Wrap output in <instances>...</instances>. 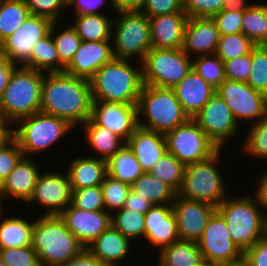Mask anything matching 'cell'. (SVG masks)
<instances>
[{
  "instance_id": "1",
  "label": "cell",
  "mask_w": 267,
  "mask_h": 266,
  "mask_svg": "<svg viewBox=\"0 0 267 266\" xmlns=\"http://www.w3.org/2000/svg\"><path fill=\"white\" fill-rule=\"evenodd\" d=\"M92 107L89 80L65 72L44 74L40 112L64 119L77 128L91 118Z\"/></svg>"
},
{
  "instance_id": "2",
  "label": "cell",
  "mask_w": 267,
  "mask_h": 266,
  "mask_svg": "<svg viewBox=\"0 0 267 266\" xmlns=\"http://www.w3.org/2000/svg\"><path fill=\"white\" fill-rule=\"evenodd\" d=\"M137 63L113 58L104 64L89 80L93 101L137 104L143 87L142 63Z\"/></svg>"
},
{
  "instance_id": "3",
  "label": "cell",
  "mask_w": 267,
  "mask_h": 266,
  "mask_svg": "<svg viewBox=\"0 0 267 266\" xmlns=\"http://www.w3.org/2000/svg\"><path fill=\"white\" fill-rule=\"evenodd\" d=\"M31 245L41 266H62L85 248L59 215L44 213L34 221Z\"/></svg>"
},
{
  "instance_id": "4",
  "label": "cell",
  "mask_w": 267,
  "mask_h": 266,
  "mask_svg": "<svg viewBox=\"0 0 267 266\" xmlns=\"http://www.w3.org/2000/svg\"><path fill=\"white\" fill-rule=\"evenodd\" d=\"M246 194L237 198L229 195L217 207L232 241L243 252L266 235V213L253 194Z\"/></svg>"
},
{
  "instance_id": "5",
  "label": "cell",
  "mask_w": 267,
  "mask_h": 266,
  "mask_svg": "<svg viewBox=\"0 0 267 266\" xmlns=\"http://www.w3.org/2000/svg\"><path fill=\"white\" fill-rule=\"evenodd\" d=\"M44 72L18 65L0 97V110L13 126L22 118L40 112Z\"/></svg>"
},
{
  "instance_id": "6",
  "label": "cell",
  "mask_w": 267,
  "mask_h": 266,
  "mask_svg": "<svg viewBox=\"0 0 267 266\" xmlns=\"http://www.w3.org/2000/svg\"><path fill=\"white\" fill-rule=\"evenodd\" d=\"M137 115L138 126L162 134L174 130L189 119L173 88L146 84H143L140 92Z\"/></svg>"
},
{
  "instance_id": "7",
  "label": "cell",
  "mask_w": 267,
  "mask_h": 266,
  "mask_svg": "<svg viewBox=\"0 0 267 266\" xmlns=\"http://www.w3.org/2000/svg\"><path fill=\"white\" fill-rule=\"evenodd\" d=\"M14 126L11 136L18 142L24 157L29 158L31 154L35 157L38 152L50 149L74 128L64 119L42 112L22 118Z\"/></svg>"
},
{
  "instance_id": "8",
  "label": "cell",
  "mask_w": 267,
  "mask_h": 266,
  "mask_svg": "<svg viewBox=\"0 0 267 266\" xmlns=\"http://www.w3.org/2000/svg\"><path fill=\"white\" fill-rule=\"evenodd\" d=\"M219 149L209 159L187 165L183 184L177 193L182 198L206 202L218 207L230 193L219 168Z\"/></svg>"
},
{
  "instance_id": "9",
  "label": "cell",
  "mask_w": 267,
  "mask_h": 266,
  "mask_svg": "<svg viewBox=\"0 0 267 266\" xmlns=\"http://www.w3.org/2000/svg\"><path fill=\"white\" fill-rule=\"evenodd\" d=\"M117 14L114 16L111 38L113 57L128 60L137 57L142 62L152 48L149 17L140 11H121Z\"/></svg>"
},
{
  "instance_id": "10",
  "label": "cell",
  "mask_w": 267,
  "mask_h": 266,
  "mask_svg": "<svg viewBox=\"0 0 267 266\" xmlns=\"http://www.w3.org/2000/svg\"><path fill=\"white\" fill-rule=\"evenodd\" d=\"M142 63L143 84L175 87L192 69V58L181 48H151Z\"/></svg>"
},
{
  "instance_id": "11",
  "label": "cell",
  "mask_w": 267,
  "mask_h": 266,
  "mask_svg": "<svg viewBox=\"0 0 267 266\" xmlns=\"http://www.w3.org/2000/svg\"><path fill=\"white\" fill-rule=\"evenodd\" d=\"M167 152L185 166L209 159L219 148L193 118L164 134Z\"/></svg>"
},
{
  "instance_id": "12",
  "label": "cell",
  "mask_w": 267,
  "mask_h": 266,
  "mask_svg": "<svg viewBox=\"0 0 267 266\" xmlns=\"http://www.w3.org/2000/svg\"><path fill=\"white\" fill-rule=\"evenodd\" d=\"M205 264L232 266L243 259L244 252L234 243L223 216L216 210L197 241Z\"/></svg>"
},
{
  "instance_id": "13",
  "label": "cell",
  "mask_w": 267,
  "mask_h": 266,
  "mask_svg": "<svg viewBox=\"0 0 267 266\" xmlns=\"http://www.w3.org/2000/svg\"><path fill=\"white\" fill-rule=\"evenodd\" d=\"M216 92L230 108L239 126L243 120L251 125L267 116V96L246 82L226 79Z\"/></svg>"
},
{
  "instance_id": "14",
  "label": "cell",
  "mask_w": 267,
  "mask_h": 266,
  "mask_svg": "<svg viewBox=\"0 0 267 266\" xmlns=\"http://www.w3.org/2000/svg\"><path fill=\"white\" fill-rule=\"evenodd\" d=\"M53 22L30 15L21 26L0 44V50L14 64L31 68V52L39 40L46 37Z\"/></svg>"
},
{
  "instance_id": "15",
  "label": "cell",
  "mask_w": 267,
  "mask_h": 266,
  "mask_svg": "<svg viewBox=\"0 0 267 266\" xmlns=\"http://www.w3.org/2000/svg\"><path fill=\"white\" fill-rule=\"evenodd\" d=\"M203 129L209 139L219 148H225V144L238 136L239 124L234 115L220 95L215 94L209 99L204 107L193 117ZM228 139V140H227Z\"/></svg>"
},
{
  "instance_id": "16",
  "label": "cell",
  "mask_w": 267,
  "mask_h": 266,
  "mask_svg": "<svg viewBox=\"0 0 267 266\" xmlns=\"http://www.w3.org/2000/svg\"><path fill=\"white\" fill-rule=\"evenodd\" d=\"M71 200L72 187L67 172L48 170L40 173L34 195L27 204L36 203L46 211L45 215H60Z\"/></svg>"
},
{
  "instance_id": "17",
  "label": "cell",
  "mask_w": 267,
  "mask_h": 266,
  "mask_svg": "<svg viewBox=\"0 0 267 266\" xmlns=\"http://www.w3.org/2000/svg\"><path fill=\"white\" fill-rule=\"evenodd\" d=\"M180 240L197 242L217 207L176 194L172 203Z\"/></svg>"
},
{
  "instance_id": "18",
  "label": "cell",
  "mask_w": 267,
  "mask_h": 266,
  "mask_svg": "<svg viewBox=\"0 0 267 266\" xmlns=\"http://www.w3.org/2000/svg\"><path fill=\"white\" fill-rule=\"evenodd\" d=\"M91 119L127 142L138 127L137 104L93 101Z\"/></svg>"
},
{
  "instance_id": "19",
  "label": "cell",
  "mask_w": 267,
  "mask_h": 266,
  "mask_svg": "<svg viewBox=\"0 0 267 266\" xmlns=\"http://www.w3.org/2000/svg\"><path fill=\"white\" fill-rule=\"evenodd\" d=\"M59 216L85 248L111 226V214L106 210L86 211L70 204Z\"/></svg>"
},
{
  "instance_id": "20",
  "label": "cell",
  "mask_w": 267,
  "mask_h": 266,
  "mask_svg": "<svg viewBox=\"0 0 267 266\" xmlns=\"http://www.w3.org/2000/svg\"><path fill=\"white\" fill-rule=\"evenodd\" d=\"M144 239L159 250L179 240L172 204L153 205L145 213Z\"/></svg>"
},
{
  "instance_id": "21",
  "label": "cell",
  "mask_w": 267,
  "mask_h": 266,
  "mask_svg": "<svg viewBox=\"0 0 267 266\" xmlns=\"http://www.w3.org/2000/svg\"><path fill=\"white\" fill-rule=\"evenodd\" d=\"M113 58L112 41H82L64 72L90 80L104 64Z\"/></svg>"
},
{
  "instance_id": "22",
  "label": "cell",
  "mask_w": 267,
  "mask_h": 266,
  "mask_svg": "<svg viewBox=\"0 0 267 266\" xmlns=\"http://www.w3.org/2000/svg\"><path fill=\"white\" fill-rule=\"evenodd\" d=\"M219 39L220 33L212 17L188 18L181 49L191 58L192 55L215 54Z\"/></svg>"
},
{
  "instance_id": "23",
  "label": "cell",
  "mask_w": 267,
  "mask_h": 266,
  "mask_svg": "<svg viewBox=\"0 0 267 266\" xmlns=\"http://www.w3.org/2000/svg\"><path fill=\"white\" fill-rule=\"evenodd\" d=\"M42 171L29 157H23L3 182L2 204L7 198L28 203L34 195L37 180Z\"/></svg>"
},
{
  "instance_id": "24",
  "label": "cell",
  "mask_w": 267,
  "mask_h": 266,
  "mask_svg": "<svg viewBox=\"0 0 267 266\" xmlns=\"http://www.w3.org/2000/svg\"><path fill=\"white\" fill-rule=\"evenodd\" d=\"M153 48L179 49L183 45L186 13H172L149 17Z\"/></svg>"
},
{
  "instance_id": "25",
  "label": "cell",
  "mask_w": 267,
  "mask_h": 266,
  "mask_svg": "<svg viewBox=\"0 0 267 266\" xmlns=\"http://www.w3.org/2000/svg\"><path fill=\"white\" fill-rule=\"evenodd\" d=\"M173 90L189 118H193L216 92V89L193 69L173 87Z\"/></svg>"
},
{
  "instance_id": "26",
  "label": "cell",
  "mask_w": 267,
  "mask_h": 266,
  "mask_svg": "<svg viewBox=\"0 0 267 266\" xmlns=\"http://www.w3.org/2000/svg\"><path fill=\"white\" fill-rule=\"evenodd\" d=\"M126 144L133 151L144 172L167 152L164 134L138 126Z\"/></svg>"
},
{
  "instance_id": "27",
  "label": "cell",
  "mask_w": 267,
  "mask_h": 266,
  "mask_svg": "<svg viewBox=\"0 0 267 266\" xmlns=\"http://www.w3.org/2000/svg\"><path fill=\"white\" fill-rule=\"evenodd\" d=\"M131 243L133 242L130 239L111 225L86 248L105 265L122 266L121 262L132 253Z\"/></svg>"
},
{
  "instance_id": "28",
  "label": "cell",
  "mask_w": 267,
  "mask_h": 266,
  "mask_svg": "<svg viewBox=\"0 0 267 266\" xmlns=\"http://www.w3.org/2000/svg\"><path fill=\"white\" fill-rule=\"evenodd\" d=\"M85 155L73 157L67 167L72 189L99 186L108 175L107 161Z\"/></svg>"
},
{
  "instance_id": "29",
  "label": "cell",
  "mask_w": 267,
  "mask_h": 266,
  "mask_svg": "<svg viewBox=\"0 0 267 266\" xmlns=\"http://www.w3.org/2000/svg\"><path fill=\"white\" fill-rule=\"evenodd\" d=\"M84 130V138L90 148L94 150L90 155L107 161L113 156L120 148H122L126 142L118 135L112 133L107 128L97 125L91 118H89L84 124H82Z\"/></svg>"
},
{
  "instance_id": "30",
  "label": "cell",
  "mask_w": 267,
  "mask_h": 266,
  "mask_svg": "<svg viewBox=\"0 0 267 266\" xmlns=\"http://www.w3.org/2000/svg\"><path fill=\"white\" fill-rule=\"evenodd\" d=\"M3 208L0 207V249L31 245L34 221L19 216L4 217Z\"/></svg>"
},
{
  "instance_id": "31",
  "label": "cell",
  "mask_w": 267,
  "mask_h": 266,
  "mask_svg": "<svg viewBox=\"0 0 267 266\" xmlns=\"http://www.w3.org/2000/svg\"><path fill=\"white\" fill-rule=\"evenodd\" d=\"M158 263L161 266H205L197 242L177 240L159 250Z\"/></svg>"
},
{
  "instance_id": "32",
  "label": "cell",
  "mask_w": 267,
  "mask_h": 266,
  "mask_svg": "<svg viewBox=\"0 0 267 266\" xmlns=\"http://www.w3.org/2000/svg\"><path fill=\"white\" fill-rule=\"evenodd\" d=\"M72 27L82 41L98 42L112 41L114 17L105 14L74 15Z\"/></svg>"
},
{
  "instance_id": "33",
  "label": "cell",
  "mask_w": 267,
  "mask_h": 266,
  "mask_svg": "<svg viewBox=\"0 0 267 266\" xmlns=\"http://www.w3.org/2000/svg\"><path fill=\"white\" fill-rule=\"evenodd\" d=\"M108 175L128 185H132L144 174L133 151L125 144L107 160Z\"/></svg>"
},
{
  "instance_id": "34",
  "label": "cell",
  "mask_w": 267,
  "mask_h": 266,
  "mask_svg": "<svg viewBox=\"0 0 267 266\" xmlns=\"http://www.w3.org/2000/svg\"><path fill=\"white\" fill-rule=\"evenodd\" d=\"M131 189L153 205L172 204L176 192L165 182L144 172L132 185Z\"/></svg>"
},
{
  "instance_id": "35",
  "label": "cell",
  "mask_w": 267,
  "mask_h": 266,
  "mask_svg": "<svg viewBox=\"0 0 267 266\" xmlns=\"http://www.w3.org/2000/svg\"><path fill=\"white\" fill-rule=\"evenodd\" d=\"M242 33L255 45H267V3H252L244 11Z\"/></svg>"
},
{
  "instance_id": "36",
  "label": "cell",
  "mask_w": 267,
  "mask_h": 266,
  "mask_svg": "<svg viewBox=\"0 0 267 266\" xmlns=\"http://www.w3.org/2000/svg\"><path fill=\"white\" fill-rule=\"evenodd\" d=\"M30 15L25 0H0V44Z\"/></svg>"
},
{
  "instance_id": "37",
  "label": "cell",
  "mask_w": 267,
  "mask_h": 266,
  "mask_svg": "<svg viewBox=\"0 0 267 266\" xmlns=\"http://www.w3.org/2000/svg\"><path fill=\"white\" fill-rule=\"evenodd\" d=\"M31 68L44 73L64 72L51 33L36 42L31 52Z\"/></svg>"
},
{
  "instance_id": "38",
  "label": "cell",
  "mask_w": 267,
  "mask_h": 266,
  "mask_svg": "<svg viewBox=\"0 0 267 266\" xmlns=\"http://www.w3.org/2000/svg\"><path fill=\"white\" fill-rule=\"evenodd\" d=\"M185 168L173 154L166 152L148 172L178 193L183 184Z\"/></svg>"
},
{
  "instance_id": "39",
  "label": "cell",
  "mask_w": 267,
  "mask_h": 266,
  "mask_svg": "<svg viewBox=\"0 0 267 266\" xmlns=\"http://www.w3.org/2000/svg\"><path fill=\"white\" fill-rule=\"evenodd\" d=\"M111 225L131 241L144 238L145 214L122 208L111 214Z\"/></svg>"
},
{
  "instance_id": "40",
  "label": "cell",
  "mask_w": 267,
  "mask_h": 266,
  "mask_svg": "<svg viewBox=\"0 0 267 266\" xmlns=\"http://www.w3.org/2000/svg\"><path fill=\"white\" fill-rule=\"evenodd\" d=\"M70 25V26H69ZM58 23L52 24L50 33L52 35L55 48L57 49L60 62L66 67L78 50L82 39L77 31L68 24L67 27L59 29ZM58 30V31H57ZM56 33V34H55Z\"/></svg>"
},
{
  "instance_id": "41",
  "label": "cell",
  "mask_w": 267,
  "mask_h": 266,
  "mask_svg": "<svg viewBox=\"0 0 267 266\" xmlns=\"http://www.w3.org/2000/svg\"><path fill=\"white\" fill-rule=\"evenodd\" d=\"M192 69L215 89L226 80L224 62L216 54L193 57Z\"/></svg>"
},
{
  "instance_id": "42",
  "label": "cell",
  "mask_w": 267,
  "mask_h": 266,
  "mask_svg": "<svg viewBox=\"0 0 267 266\" xmlns=\"http://www.w3.org/2000/svg\"><path fill=\"white\" fill-rule=\"evenodd\" d=\"M247 135L243 141L242 153L249 157L266 159L267 161V116L257 123L248 126Z\"/></svg>"
},
{
  "instance_id": "43",
  "label": "cell",
  "mask_w": 267,
  "mask_h": 266,
  "mask_svg": "<svg viewBox=\"0 0 267 266\" xmlns=\"http://www.w3.org/2000/svg\"><path fill=\"white\" fill-rule=\"evenodd\" d=\"M131 186L107 175L101 183L105 210L112 214L122 209L125 205Z\"/></svg>"
},
{
  "instance_id": "44",
  "label": "cell",
  "mask_w": 267,
  "mask_h": 266,
  "mask_svg": "<svg viewBox=\"0 0 267 266\" xmlns=\"http://www.w3.org/2000/svg\"><path fill=\"white\" fill-rule=\"evenodd\" d=\"M255 44L243 33L220 35L216 55L223 62L250 53Z\"/></svg>"
},
{
  "instance_id": "45",
  "label": "cell",
  "mask_w": 267,
  "mask_h": 266,
  "mask_svg": "<svg viewBox=\"0 0 267 266\" xmlns=\"http://www.w3.org/2000/svg\"><path fill=\"white\" fill-rule=\"evenodd\" d=\"M247 83L267 96V45L251 49V73Z\"/></svg>"
},
{
  "instance_id": "46",
  "label": "cell",
  "mask_w": 267,
  "mask_h": 266,
  "mask_svg": "<svg viewBox=\"0 0 267 266\" xmlns=\"http://www.w3.org/2000/svg\"><path fill=\"white\" fill-rule=\"evenodd\" d=\"M71 204L81 210L104 211L105 206L101 185L88 188L72 189Z\"/></svg>"
},
{
  "instance_id": "47",
  "label": "cell",
  "mask_w": 267,
  "mask_h": 266,
  "mask_svg": "<svg viewBox=\"0 0 267 266\" xmlns=\"http://www.w3.org/2000/svg\"><path fill=\"white\" fill-rule=\"evenodd\" d=\"M24 157L18 142L10 136L0 141V179L4 182Z\"/></svg>"
},
{
  "instance_id": "48",
  "label": "cell",
  "mask_w": 267,
  "mask_h": 266,
  "mask_svg": "<svg viewBox=\"0 0 267 266\" xmlns=\"http://www.w3.org/2000/svg\"><path fill=\"white\" fill-rule=\"evenodd\" d=\"M0 258L7 266H41L38 254L32 245L0 249Z\"/></svg>"
},
{
  "instance_id": "49",
  "label": "cell",
  "mask_w": 267,
  "mask_h": 266,
  "mask_svg": "<svg viewBox=\"0 0 267 266\" xmlns=\"http://www.w3.org/2000/svg\"><path fill=\"white\" fill-rule=\"evenodd\" d=\"M25 2L31 15L47 18L53 23H59L62 11L67 9L61 0H25Z\"/></svg>"
},
{
  "instance_id": "50",
  "label": "cell",
  "mask_w": 267,
  "mask_h": 266,
  "mask_svg": "<svg viewBox=\"0 0 267 266\" xmlns=\"http://www.w3.org/2000/svg\"><path fill=\"white\" fill-rule=\"evenodd\" d=\"M225 0H183V9L188 18L212 17L219 13Z\"/></svg>"
},
{
  "instance_id": "51",
  "label": "cell",
  "mask_w": 267,
  "mask_h": 266,
  "mask_svg": "<svg viewBox=\"0 0 267 266\" xmlns=\"http://www.w3.org/2000/svg\"><path fill=\"white\" fill-rule=\"evenodd\" d=\"M243 11L221 10L212 16L220 35L242 33Z\"/></svg>"
},
{
  "instance_id": "52",
  "label": "cell",
  "mask_w": 267,
  "mask_h": 266,
  "mask_svg": "<svg viewBox=\"0 0 267 266\" xmlns=\"http://www.w3.org/2000/svg\"><path fill=\"white\" fill-rule=\"evenodd\" d=\"M224 70L227 80L247 83L251 73V51L246 55L225 61Z\"/></svg>"
},
{
  "instance_id": "53",
  "label": "cell",
  "mask_w": 267,
  "mask_h": 266,
  "mask_svg": "<svg viewBox=\"0 0 267 266\" xmlns=\"http://www.w3.org/2000/svg\"><path fill=\"white\" fill-rule=\"evenodd\" d=\"M142 13L148 17L172 13H185L183 9V0H147Z\"/></svg>"
},
{
  "instance_id": "54",
  "label": "cell",
  "mask_w": 267,
  "mask_h": 266,
  "mask_svg": "<svg viewBox=\"0 0 267 266\" xmlns=\"http://www.w3.org/2000/svg\"><path fill=\"white\" fill-rule=\"evenodd\" d=\"M243 258L251 266H267V235L244 251Z\"/></svg>"
},
{
  "instance_id": "55",
  "label": "cell",
  "mask_w": 267,
  "mask_h": 266,
  "mask_svg": "<svg viewBox=\"0 0 267 266\" xmlns=\"http://www.w3.org/2000/svg\"><path fill=\"white\" fill-rule=\"evenodd\" d=\"M105 2H109V8L116 12L113 0H75L69 8L75 11L72 12L74 15L103 14L99 8L105 5Z\"/></svg>"
},
{
  "instance_id": "56",
  "label": "cell",
  "mask_w": 267,
  "mask_h": 266,
  "mask_svg": "<svg viewBox=\"0 0 267 266\" xmlns=\"http://www.w3.org/2000/svg\"><path fill=\"white\" fill-rule=\"evenodd\" d=\"M62 266H107L96 258L87 248L71 258Z\"/></svg>"
},
{
  "instance_id": "57",
  "label": "cell",
  "mask_w": 267,
  "mask_h": 266,
  "mask_svg": "<svg viewBox=\"0 0 267 266\" xmlns=\"http://www.w3.org/2000/svg\"><path fill=\"white\" fill-rule=\"evenodd\" d=\"M258 176V182L255 184V190L251 193H253L258 204L267 214V169L262 170V172Z\"/></svg>"
},
{
  "instance_id": "58",
  "label": "cell",
  "mask_w": 267,
  "mask_h": 266,
  "mask_svg": "<svg viewBox=\"0 0 267 266\" xmlns=\"http://www.w3.org/2000/svg\"><path fill=\"white\" fill-rule=\"evenodd\" d=\"M153 206L147 199L142 198L139 194L130 189L124 208L145 214Z\"/></svg>"
},
{
  "instance_id": "59",
  "label": "cell",
  "mask_w": 267,
  "mask_h": 266,
  "mask_svg": "<svg viewBox=\"0 0 267 266\" xmlns=\"http://www.w3.org/2000/svg\"><path fill=\"white\" fill-rule=\"evenodd\" d=\"M18 65L12 63L0 50V97L9 83L13 70Z\"/></svg>"
},
{
  "instance_id": "60",
  "label": "cell",
  "mask_w": 267,
  "mask_h": 266,
  "mask_svg": "<svg viewBox=\"0 0 267 266\" xmlns=\"http://www.w3.org/2000/svg\"><path fill=\"white\" fill-rule=\"evenodd\" d=\"M147 0H113L116 13L121 11H142Z\"/></svg>"
},
{
  "instance_id": "61",
  "label": "cell",
  "mask_w": 267,
  "mask_h": 266,
  "mask_svg": "<svg viewBox=\"0 0 267 266\" xmlns=\"http://www.w3.org/2000/svg\"><path fill=\"white\" fill-rule=\"evenodd\" d=\"M247 3V4H246ZM252 4L248 3L246 0H225L222 10H231V11H245Z\"/></svg>"
},
{
  "instance_id": "62",
  "label": "cell",
  "mask_w": 267,
  "mask_h": 266,
  "mask_svg": "<svg viewBox=\"0 0 267 266\" xmlns=\"http://www.w3.org/2000/svg\"><path fill=\"white\" fill-rule=\"evenodd\" d=\"M12 126L5 120L0 110V141L5 140L11 136Z\"/></svg>"
},
{
  "instance_id": "63",
  "label": "cell",
  "mask_w": 267,
  "mask_h": 266,
  "mask_svg": "<svg viewBox=\"0 0 267 266\" xmlns=\"http://www.w3.org/2000/svg\"><path fill=\"white\" fill-rule=\"evenodd\" d=\"M232 266H251L244 258L240 261H237Z\"/></svg>"
},
{
  "instance_id": "64",
  "label": "cell",
  "mask_w": 267,
  "mask_h": 266,
  "mask_svg": "<svg viewBox=\"0 0 267 266\" xmlns=\"http://www.w3.org/2000/svg\"><path fill=\"white\" fill-rule=\"evenodd\" d=\"M75 0H61L62 4L67 8L69 11V7L73 4Z\"/></svg>"
},
{
  "instance_id": "65",
  "label": "cell",
  "mask_w": 267,
  "mask_h": 266,
  "mask_svg": "<svg viewBox=\"0 0 267 266\" xmlns=\"http://www.w3.org/2000/svg\"><path fill=\"white\" fill-rule=\"evenodd\" d=\"M2 191H3V182L0 179V207L2 208Z\"/></svg>"
},
{
  "instance_id": "66",
  "label": "cell",
  "mask_w": 267,
  "mask_h": 266,
  "mask_svg": "<svg viewBox=\"0 0 267 266\" xmlns=\"http://www.w3.org/2000/svg\"><path fill=\"white\" fill-rule=\"evenodd\" d=\"M0 266H7L6 263L0 258Z\"/></svg>"
},
{
  "instance_id": "67",
  "label": "cell",
  "mask_w": 267,
  "mask_h": 266,
  "mask_svg": "<svg viewBox=\"0 0 267 266\" xmlns=\"http://www.w3.org/2000/svg\"><path fill=\"white\" fill-rule=\"evenodd\" d=\"M266 235H267V214H266Z\"/></svg>"
}]
</instances>
